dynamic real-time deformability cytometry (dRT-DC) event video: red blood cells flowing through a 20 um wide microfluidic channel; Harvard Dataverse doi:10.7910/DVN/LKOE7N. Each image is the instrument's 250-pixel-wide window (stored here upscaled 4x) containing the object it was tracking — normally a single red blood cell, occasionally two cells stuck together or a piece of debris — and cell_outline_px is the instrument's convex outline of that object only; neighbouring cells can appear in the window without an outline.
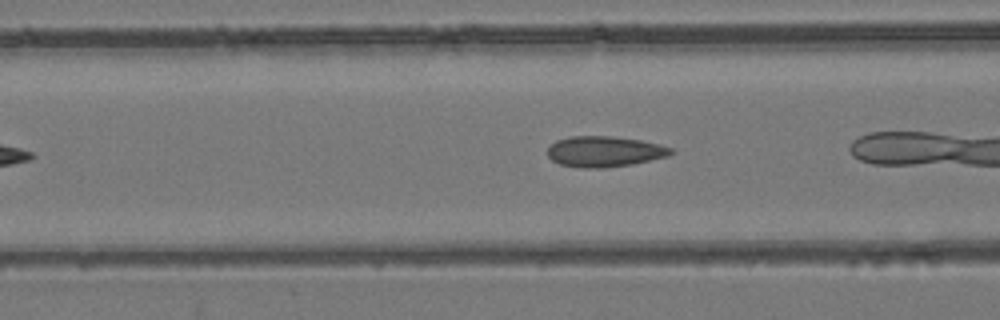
{"species": "common noctule bat (a hibernating species)", "species_latin": "Nyctalus noctula", "temperature_condition": "room temperature", "stored_images_in_passage": 15, "camera_frame_rate_fps": 3000, "um_per_image_px": 0.085, "animal": {"sex": "female", "body_mass_g": 24.6, "forearm_length_mm": 56.2}, "frame": {"image": 1, "passage_image": 9, "time_ms": 2.667, "image_size_px": [1000, 320], "cell_outline_px": [[676, 152], [668, 156], [632, 164], [604, 168], [584, 168], [560, 164], [552, 160], [548, 156], [548, 148], [556, 140], [572, 136], [608, 136], [640, 140], [660, 144], [672, 148]], "centroid_in_image_um": [51.4, 12.88], "position_along_channel_um": 115.2, "area_um2": 22.02}}